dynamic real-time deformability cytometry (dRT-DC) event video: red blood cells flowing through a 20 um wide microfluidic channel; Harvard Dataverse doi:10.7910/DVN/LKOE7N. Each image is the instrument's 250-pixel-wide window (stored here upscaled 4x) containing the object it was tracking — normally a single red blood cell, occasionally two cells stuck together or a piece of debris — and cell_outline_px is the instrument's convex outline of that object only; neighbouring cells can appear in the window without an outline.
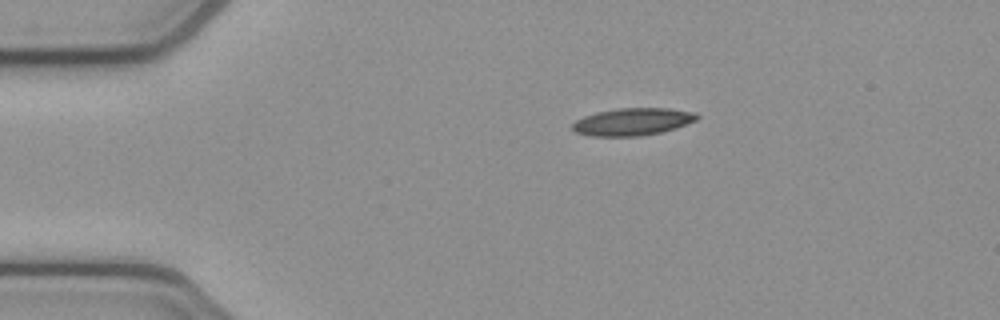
{"species": "common noctule bat (a hibernating species)", "species_latin": "Nyctalus noctula", "temperature_condition": "cold", "stored_images_in_passage": 44, "camera_frame_rate_fps": 3000, "um_per_image_px": 0.085, "animal": {"sex": "female", "body_mass_g": 21.9}, "frame": {"image": 1, "passage_image": 1, "time_ms": 0.0, "image_size_px": [1000, 320], "cell_outline_px": [[700, 116], [696, 120], [676, 128], [660, 132], [640, 136], [592, 136], [576, 132], [572, 128], [572, 124], [576, 120], [584, 116], [596, 112], [620, 108], [668, 108], [696, 112]], "centroid_in_image_um": [53.79, 10.34], "position_along_channel_um": 31.2, "area_um2": 19.83}}
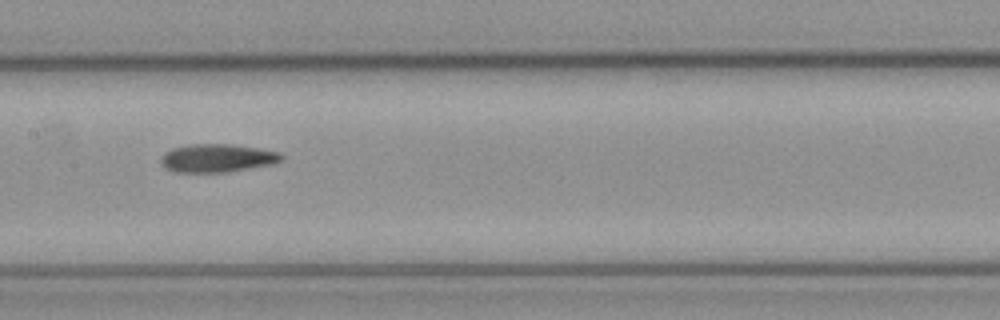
{"frame": {"image": 2, "passage_image": 17, "time_ms": 5.333, "image_size_px": [1000, 320], "cell_outline_px": [[284, 160], [276, 164], [228, 172], [176, 172], [164, 168], [160, 160], [164, 152], [172, 148], [192, 144], [232, 144], [280, 152], [284, 156]], "centroid_in_image_um": [18.5, 13.44], "position_along_channel_um": 188.9, "area_um2": 20.06}}
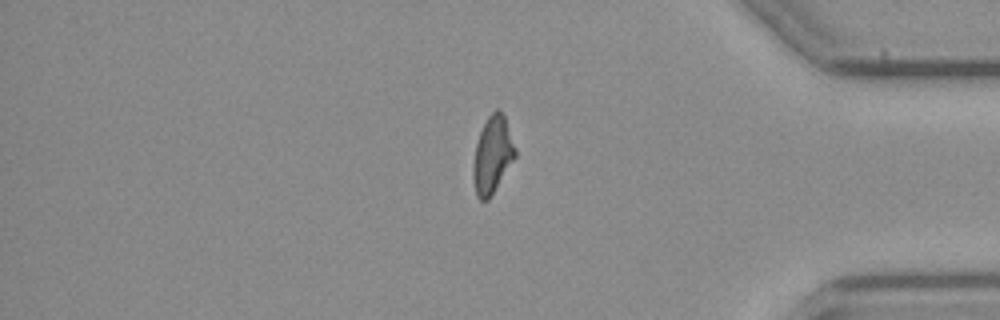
{"frame": {"image": 3, "passage_image": 35, "time_ms": 11.333, "image_size_px": [1000, 320], "cell_outline_px": [[516, 156], [488, 200], [480, 200], [476, 196], [472, 176], [472, 168], [476, 144], [480, 132], [488, 116], [496, 108], [500, 108], [504, 116], [516, 148]], "centroid_in_image_um": [41.85, 13.16], "position_along_channel_um": 393.4, "area_um2": 18.73}, "authors_computed_cell_mechanics": {"area_um2": 19.2474, "velocity_mm_per_s": 3.8625, "shape_relaxation_time_tau1_ms": null, "shape_relaxation_time_tau2_ms": 5.6535, "deformation_change_tau1": null, "deformation_change_tau2": 0.1532}}